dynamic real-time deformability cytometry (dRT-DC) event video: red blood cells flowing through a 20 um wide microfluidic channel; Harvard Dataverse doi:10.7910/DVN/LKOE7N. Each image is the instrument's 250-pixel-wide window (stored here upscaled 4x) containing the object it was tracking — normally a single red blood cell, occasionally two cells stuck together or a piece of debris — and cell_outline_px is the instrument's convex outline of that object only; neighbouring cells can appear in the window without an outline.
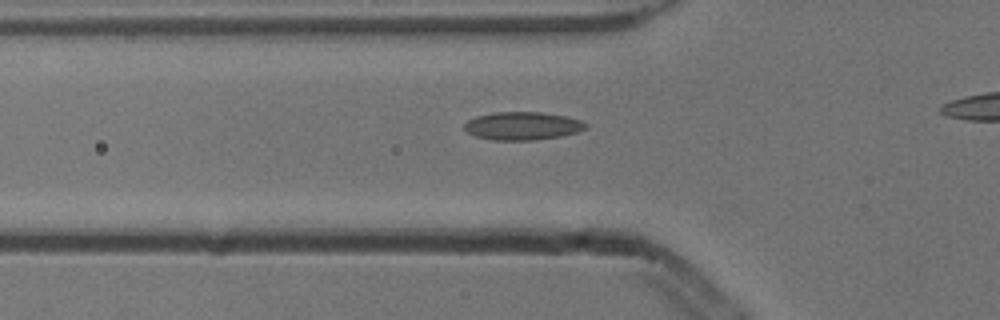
{"species": "common noctule bat (a hibernating species)", "species_latin": "Nyctalus noctula", "temperature_condition": "cold", "stored_images_in_passage": 34, "camera_frame_rate_fps": 3000, "um_per_image_px": 0.085, "animal": {"sex": "male", "body_mass_g": 13.3}, "frame": {"image": 1, "passage_image": 9, "time_ms": 2.667, "image_size_px": [1000, 320], "cell_outline_px": [[588, 128], [576, 132], [560, 136], [536, 140], [492, 140], [476, 136], [468, 132], [464, 128], [464, 124], [468, 120], [476, 116], [492, 112], [540, 112], [564, 116], [580, 120], [588, 124]], "centroid_in_image_um": [44.41, 10.7], "position_along_channel_um": 81.4, "area_um2": 19.83}}
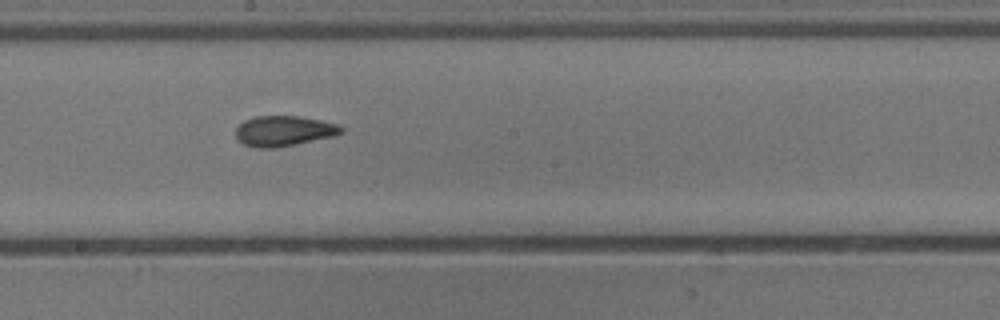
{"frame": {"image": 2, "passage_image": 20, "time_ms": 6.333, "image_size_px": [1000, 320], "cell_outline_px": [[344, 132], [336, 136], [276, 148], [256, 148], [244, 144], [236, 140], [236, 128], [244, 120], [252, 116], [300, 116], [340, 124], [344, 128]], "centroid_in_image_um": [24.15, 11.13], "position_along_channel_um": 224.1, "area_um2": 19.02}}
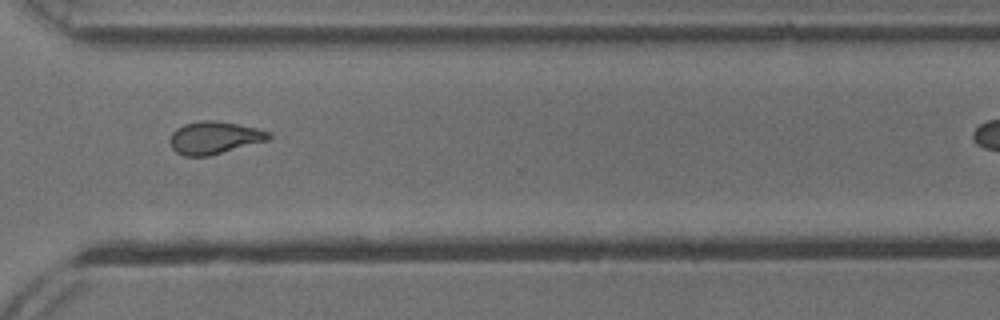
{"frame": {"image": 3, "passage_image": 30, "time_ms": 9.667, "image_size_px": [1000, 320], "cell_outline_px": [[272, 136], [268, 140], [208, 156], [184, 156], [176, 152], [172, 148], [168, 140], [172, 132], [176, 128], [184, 124], [200, 120], [212, 120], [236, 124], [256, 128], [272, 132]], "centroid_in_image_um": [18.19, 11.7], "position_along_channel_um": 352.4, "area_um2": 18.73}}